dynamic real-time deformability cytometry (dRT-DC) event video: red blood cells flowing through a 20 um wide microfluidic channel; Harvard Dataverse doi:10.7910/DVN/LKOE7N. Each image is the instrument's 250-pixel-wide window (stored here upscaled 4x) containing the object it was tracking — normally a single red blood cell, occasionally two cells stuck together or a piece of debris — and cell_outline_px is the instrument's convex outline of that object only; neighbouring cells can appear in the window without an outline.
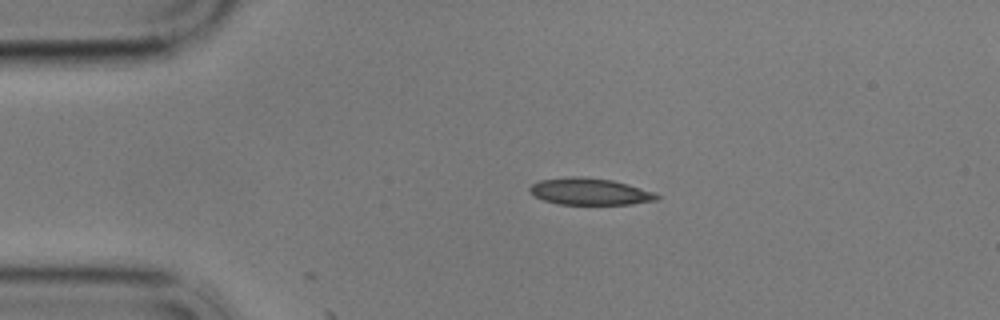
{"species": "common noctule bat (a hibernating species)", "species_latin": "Nyctalus noctula", "temperature_condition": "cold", "stored_images_in_passage": 3, "camera_frame_rate_fps": 3000, "um_per_image_px": 0.085, "animal": {"sex": "male", "body_mass_g": 17.9}, "frame": {"image": 1, "passage_image": 1, "time_ms": 0.0, "image_size_px": [1000, 320], "cell_outline_px": [[660, 196], [656, 200], [632, 204], [560, 204], [544, 200], [536, 196], [528, 188], [532, 184], [540, 180], [572, 176], [580, 176], [612, 180], [628, 184], [652, 192]], "centroid_in_image_um": [50.13, 16.27], "position_along_channel_um": 34.9, "area_um2": 19.54}}